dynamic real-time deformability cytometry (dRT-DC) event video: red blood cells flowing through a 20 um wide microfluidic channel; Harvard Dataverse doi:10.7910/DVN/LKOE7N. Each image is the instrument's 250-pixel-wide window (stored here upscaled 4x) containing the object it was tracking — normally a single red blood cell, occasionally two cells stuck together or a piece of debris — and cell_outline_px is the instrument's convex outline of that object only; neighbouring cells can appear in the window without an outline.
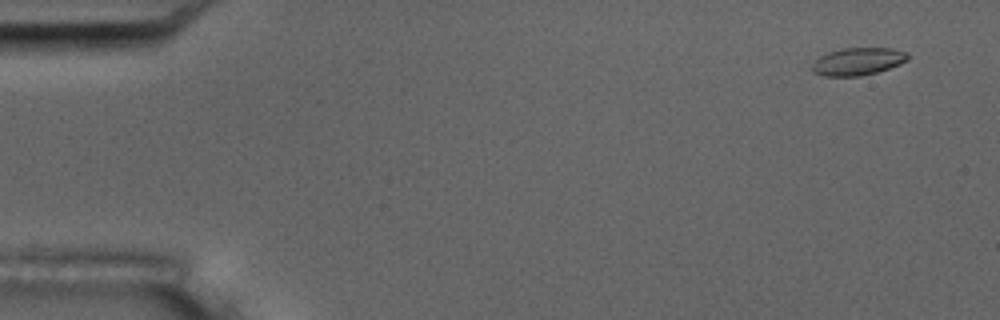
{"species": "common noctule bat (a hibernating species)", "species_latin": "Nyctalus noctula", "temperature_condition": "room temperature", "stored_images_in_passage": 4, "camera_frame_rate_fps": 3000, "um_per_image_px": 0.085, "animal": {"sex": "male", "body_mass_g": 17.5, "forearm_length_mm": 52.3}, "frame": {"image": 1, "passage_image": 1, "time_ms": 0.0, "image_size_px": [1000, 320], "cell_outline_px": [[908, 60], [900, 64], [876, 72], [860, 76], [824, 76], [812, 72], [808, 68], [820, 56], [828, 52], [844, 48], [892, 48], [908, 52]], "centroid_in_image_um": [72.89, 5.22], "position_along_channel_um": 12.1, "area_um2": 15.43}}